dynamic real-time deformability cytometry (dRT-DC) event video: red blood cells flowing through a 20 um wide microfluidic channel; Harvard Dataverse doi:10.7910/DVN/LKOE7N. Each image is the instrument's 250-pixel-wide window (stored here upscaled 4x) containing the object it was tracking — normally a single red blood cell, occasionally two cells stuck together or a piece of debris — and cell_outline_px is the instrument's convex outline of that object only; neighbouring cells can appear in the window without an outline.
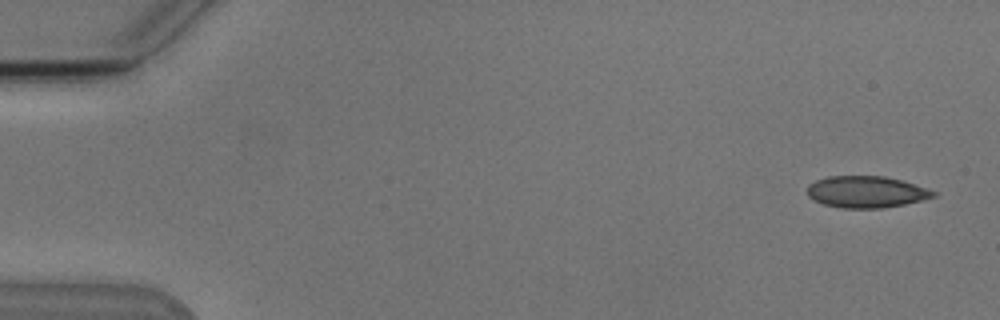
{"species": "Egyptian fruit bat (a non-hibernating species)", "species_latin": "Rousettus aegyptiacus", "temperature_condition": "cold", "stored_images_in_passage": 4, "camera_frame_rate_fps": 3000, "um_per_image_px": 0.085, "animal": {"sex": "male"}, "frame": {"image": 1, "passage_image": 1, "time_ms": 0.0, "image_size_px": [1000, 320], "cell_outline_px": [[936, 196], [904, 204], [880, 208], [844, 208], [824, 204], [812, 200], [808, 196], [808, 184], [816, 180], [828, 176], [884, 176], [900, 180], [936, 192]], "centroid_in_image_um": [73.57, 16.31], "position_along_channel_um": 11.4, "area_um2": 22.95}}
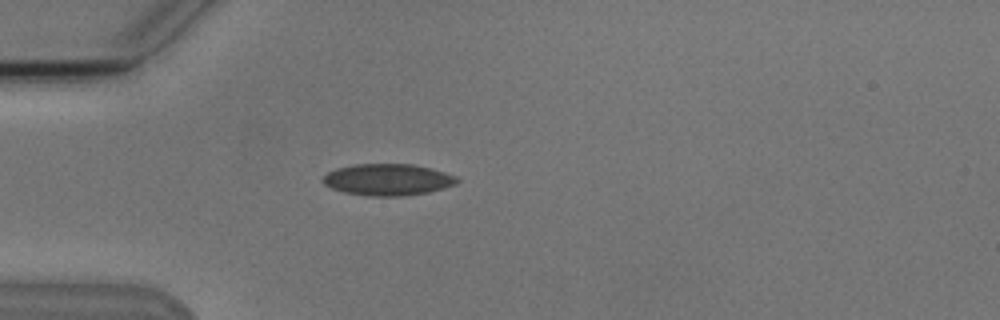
{"frame": {"image": 2, "passage_image": 4, "time_ms": 4.333, "image_size_px": [1000, 320], "cell_outline_px": [[460, 180], [456, 184], [428, 192], [400, 196], [368, 196], [344, 192], [332, 188], [324, 184], [320, 180], [328, 172], [336, 168], [356, 164], [412, 164], [432, 168], [456, 176]], "centroid_in_image_um": [32.95, 15.26], "position_along_channel_um": 52.1, "area_um2": 24.68}}